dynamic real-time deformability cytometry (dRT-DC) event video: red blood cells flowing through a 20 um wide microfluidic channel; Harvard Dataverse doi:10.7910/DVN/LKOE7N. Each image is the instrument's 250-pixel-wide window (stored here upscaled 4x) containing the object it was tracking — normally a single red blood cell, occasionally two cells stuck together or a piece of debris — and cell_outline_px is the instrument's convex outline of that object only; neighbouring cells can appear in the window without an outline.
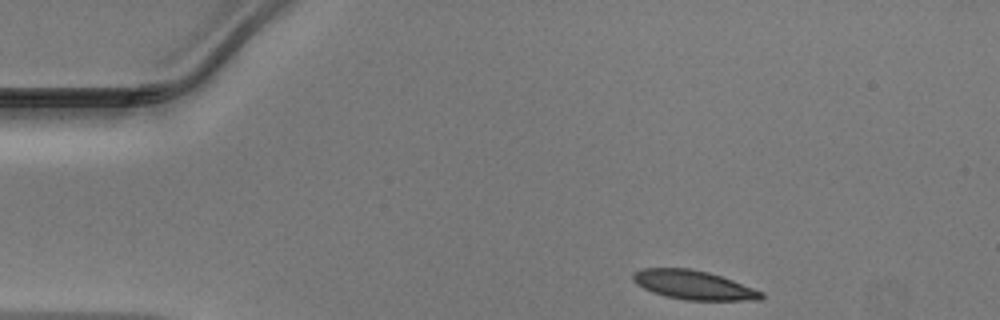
{"species": "Egyptian fruit bat (a non-hibernating species)", "species_latin": "Rousettus aegyptiacus", "temperature_condition": "warm", "stored_images_in_passage": 34, "camera_frame_rate_fps": 3000, "um_per_image_px": 0.085, "animal": {"sex": "male"}, "frame": {"image": 1, "passage_image": 1, "time_ms": 0.0, "image_size_px": [1000, 320], "cell_outline_px": [[764, 296], [760, 300], [684, 300], [652, 292], [636, 284], [632, 280], [632, 272], [640, 268], [688, 268], [708, 272], [732, 280], [764, 292]], "centroid_in_image_um": [58.92, 24.22], "position_along_channel_um": 26.1, "area_um2": 21.68}}
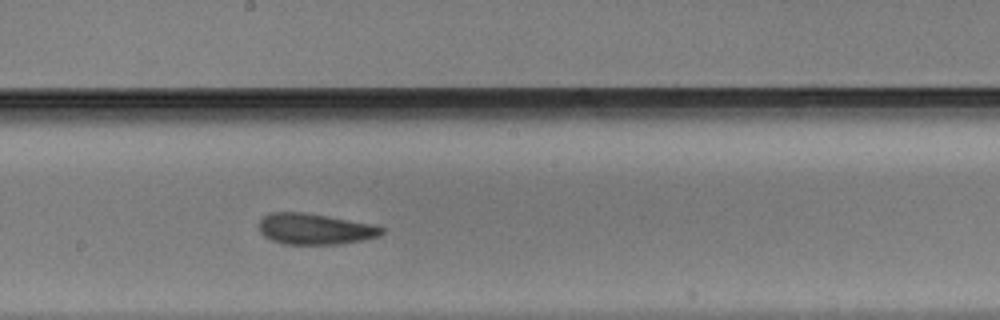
{"frame": {"image": 2, "passage_image": 20, "time_ms": 6.333, "image_size_px": [1000, 320], "cell_outline_px": [[384, 232], [380, 236], [344, 244], [284, 244], [272, 240], [264, 236], [260, 232], [260, 220], [268, 212], [304, 212], [328, 216], [372, 224], [384, 228]], "centroid_in_image_um": [26.77, 19.46], "position_along_channel_um": 221.4, "area_um2": 22.2}}
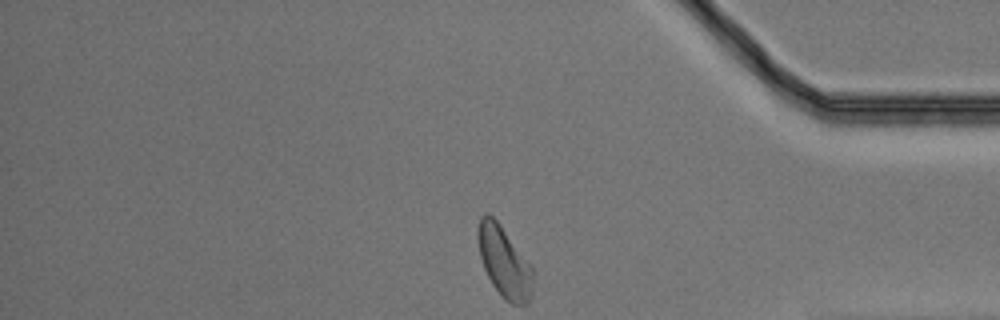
{"frame": {"image": 3, "passage_image": 34, "time_ms": 11.0, "image_size_px": [1000, 320], "cell_outline_px": [[532, 292], [528, 304], [512, 304], [504, 300], [492, 284], [484, 268], [480, 256], [476, 236], [476, 232], [480, 216], [484, 212], [488, 212], [496, 220], [532, 268]], "centroid_in_image_um": [42.81, 22.27], "position_along_channel_um": 392.4, "area_um2": 22.43}}